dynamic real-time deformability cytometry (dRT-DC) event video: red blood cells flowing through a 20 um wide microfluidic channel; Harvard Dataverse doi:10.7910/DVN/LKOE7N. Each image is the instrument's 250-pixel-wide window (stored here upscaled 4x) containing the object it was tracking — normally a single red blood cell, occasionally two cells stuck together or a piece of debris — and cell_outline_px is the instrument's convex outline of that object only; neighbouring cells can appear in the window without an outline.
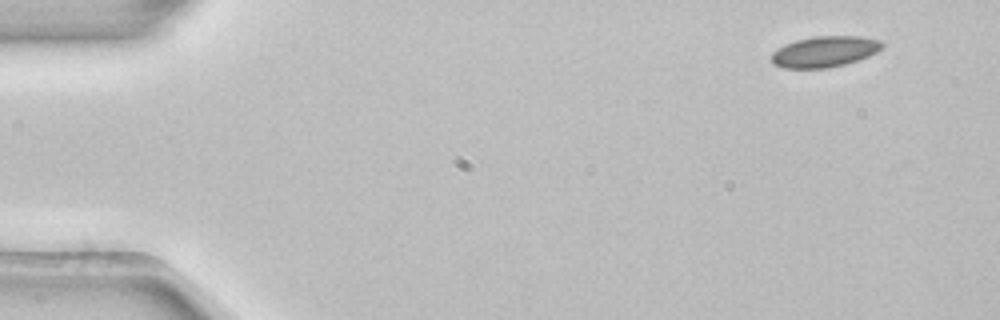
{"species": "common noctule bat (a hibernating species)", "species_latin": "Nyctalus noctula", "temperature_condition": "room temperature", "stored_images_in_passage": 3, "camera_frame_rate_fps": 3000, "um_per_image_px": 0.085, "animal": {"sex": "female", "body_mass_g": 22.7, "forearm_length_mm": 54.2}, "frame": {"image": 1, "passage_image": 1, "time_ms": 0.0, "image_size_px": [1000, 320], "cell_outline_px": [[884, 44], [876, 52], [868, 56], [844, 64], [828, 68], [784, 68], [772, 64], [772, 52], [784, 44], [796, 40], [816, 36], [860, 36], [880, 40]], "centroid_in_image_um": [70.06, 4.38], "position_along_channel_um": 14.9, "area_um2": 19.83}}
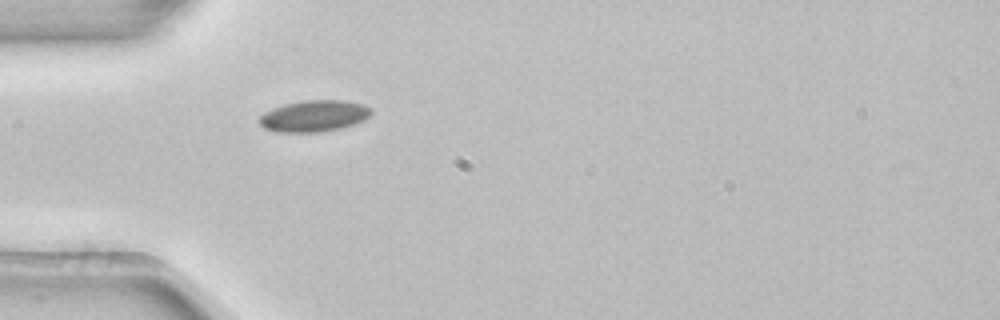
{"frame": {"image": 2, "passage_image": 3, "time_ms": 0.667, "image_size_px": [1000, 320], "cell_outline_px": [[372, 112], [364, 120], [356, 124], [340, 128], [320, 132], [276, 132], [264, 128], [256, 120], [264, 112], [272, 108], [284, 104], [304, 100], [344, 100], [364, 104], [372, 108]], "centroid_in_image_um": [26.68, 9.85], "position_along_channel_um": 58.3, "area_um2": 20.75}}